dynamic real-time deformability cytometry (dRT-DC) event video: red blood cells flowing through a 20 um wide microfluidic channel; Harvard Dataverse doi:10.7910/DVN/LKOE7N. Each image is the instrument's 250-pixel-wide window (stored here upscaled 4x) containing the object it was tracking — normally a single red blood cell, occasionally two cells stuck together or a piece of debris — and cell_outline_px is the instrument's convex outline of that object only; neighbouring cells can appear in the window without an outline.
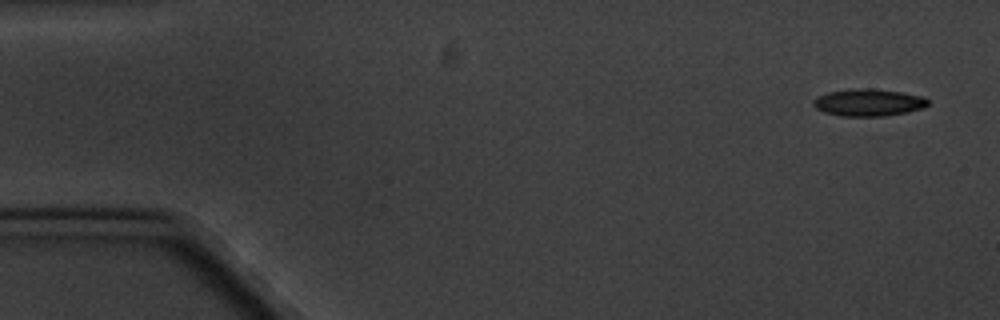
{"species": "common noctule bat (a hibernating species)", "species_latin": "Nyctalus noctula", "temperature_condition": "cold", "stored_images_in_passage": 6, "camera_frame_rate_fps": 3000, "um_per_image_px": 0.085, "animal": {"sex": "male", "body_mass_g": 20.1, "forearm_length_mm": 53.5}, "frame": {"image": 1, "passage_image": 1, "time_ms": 0.0, "image_size_px": [1000, 320], "cell_outline_px": [[928, 104], [924, 108], [908, 112], [884, 116], [840, 116], [824, 112], [816, 108], [812, 104], [812, 100], [816, 96], [828, 92], [856, 88], [872, 88], [900, 92], [924, 96], [928, 100]], "centroid_in_image_um": [73.81, 8.71], "position_along_channel_um": 11.2, "area_um2": 18.32}}